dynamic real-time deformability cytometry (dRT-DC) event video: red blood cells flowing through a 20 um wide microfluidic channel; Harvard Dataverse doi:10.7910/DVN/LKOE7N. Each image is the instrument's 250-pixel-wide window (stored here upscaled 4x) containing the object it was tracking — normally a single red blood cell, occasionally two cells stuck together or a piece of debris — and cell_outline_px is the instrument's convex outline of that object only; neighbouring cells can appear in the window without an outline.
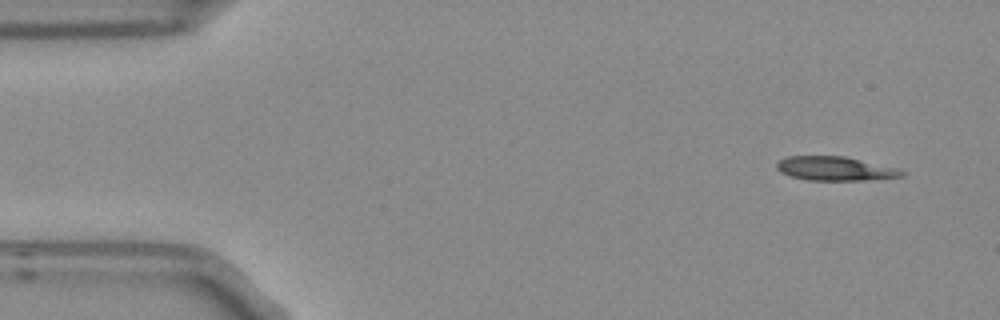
{"species": "Egyptian fruit bat (a non-hibernating species)", "species_latin": "Rousettus aegyptiacus", "temperature_condition": "room temperature", "stored_images_in_passage": 4, "camera_frame_rate_fps": 3000, "um_per_image_px": 0.085, "frame": {"image": 1, "passage_image": 1, "time_ms": 0.0, "image_size_px": [1000, 320], "cell_outline_px": [[908, 172], [904, 176], [864, 180], [808, 180], [792, 176], [780, 172], [776, 168], [776, 164], [780, 160], [788, 156], [844, 156], [900, 168]], "centroid_in_image_um": [71.04, 14.33], "position_along_channel_um": 14.0, "area_um2": 17.57}}
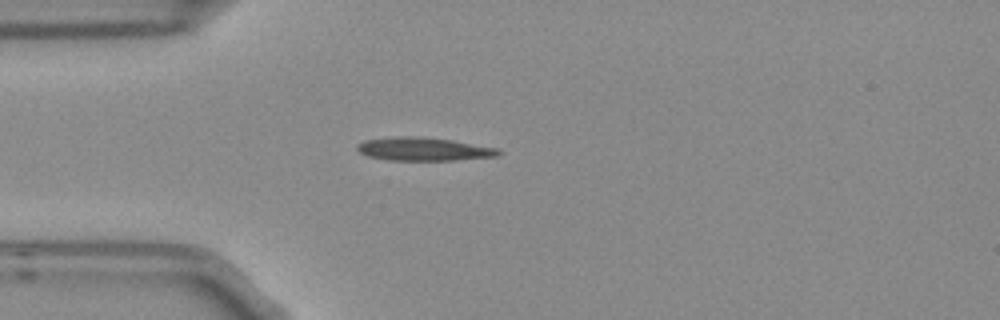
{"frame": {"image": 2, "passage_image": 4, "time_ms": 1.0, "image_size_px": [1000, 320], "cell_outline_px": [[504, 152], [500, 156], [452, 160], [388, 160], [368, 156], [360, 152], [356, 148], [356, 144], [364, 140], [400, 136], [412, 136], [452, 140], [496, 148]], "centroid_in_image_um": [36.01, 12.67], "position_along_channel_um": 49.0, "area_um2": 19.07}}